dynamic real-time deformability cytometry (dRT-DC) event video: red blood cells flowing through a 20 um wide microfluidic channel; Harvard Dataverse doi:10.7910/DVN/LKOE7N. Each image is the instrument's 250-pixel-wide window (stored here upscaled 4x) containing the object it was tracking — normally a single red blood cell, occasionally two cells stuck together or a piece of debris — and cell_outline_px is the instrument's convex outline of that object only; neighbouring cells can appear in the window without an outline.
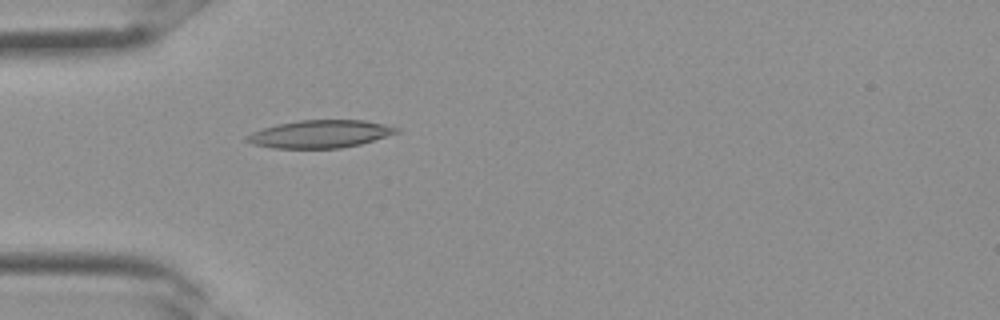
{"species": "Egyptian fruit bat (a non-hibernating species)", "species_latin": "Rousettus aegyptiacus", "temperature_condition": "room temperature", "stored_images_in_passage": 34, "camera_frame_rate_fps": 3000, "um_per_image_px": 0.085, "frame": {"image": 1, "passage_image": 10, "time_ms": 3.0, "image_size_px": [1000, 320], "cell_outline_px": [[400, 132], [360, 144], [340, 148], [272, 148], [252, 144], [244, 140], [244, 136], [252, 132], [264, 128], [280, 124], [300, 120], [364, 120], [384, 124], [400, 128]], "centroid_in_image_um": [27.2, 11.39], "position_along_channel_um": 57.8, "area_um2": 24.1}}
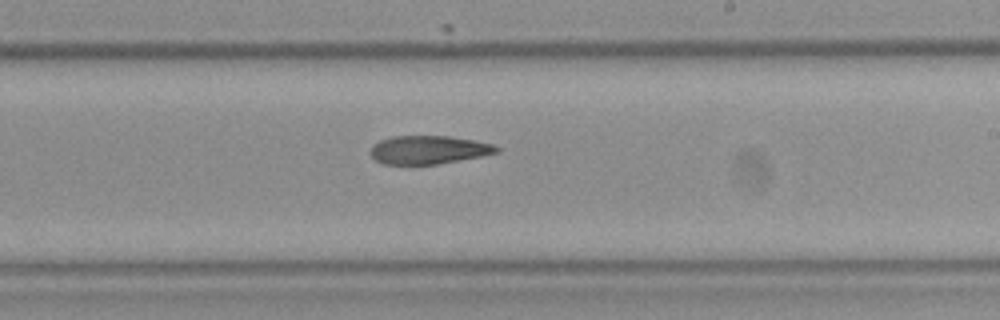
{"frame": {"image": 2, "passage_image": 20, "time_ms": 6.333, "image_size_px": [1000, 320], "cell_outline_px": [[500, 152], [484, 156], [436, 164], [380, 164], [368, 152], [372, 144], [380, 140], [392, 136], [448, 136], [472, 140], [492, 144], [500, 148]], "centroid_in_image_um": [36.4, 12.74], "position_along_channel_um": 252.6, "area_um2": 20.98}}
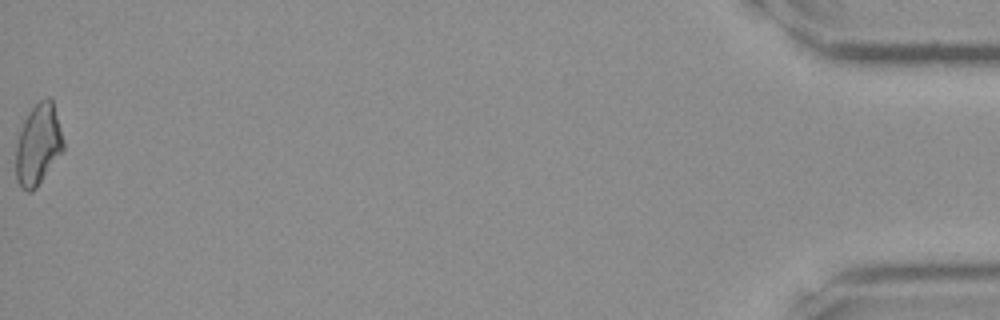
{"frame": {"image": 3, "passage_image": 34, "time_ms": 11.0, "image_size_px": [1000, 320], "cell_outline_px": [[64, 148], [36, 188], [32, 192], [28, 192], [20, 188], [16, 180], [16, 140], [24, 120], [28, 112], [40, 100], [48, 96], [52, 96], [64, 140]], "centroid_in_image_um": [3.23, 12.27], "position_along_channel_um": 432.0, "area_um2": 22.6}}